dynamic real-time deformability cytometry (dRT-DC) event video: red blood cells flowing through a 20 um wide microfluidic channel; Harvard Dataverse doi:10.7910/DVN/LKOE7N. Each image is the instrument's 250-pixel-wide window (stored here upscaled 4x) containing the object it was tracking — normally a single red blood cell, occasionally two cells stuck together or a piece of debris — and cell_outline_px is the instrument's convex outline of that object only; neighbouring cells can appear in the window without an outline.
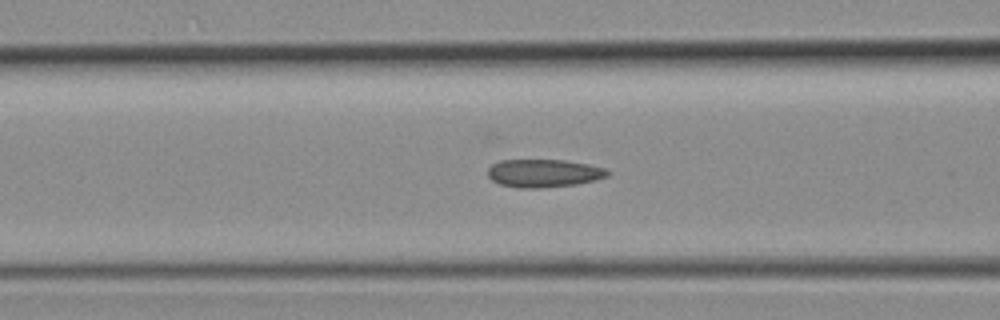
{"species": "common noctule bat (a hibernating species)", "species_latin": "Nyctalus noctula", "temperature_condition": "room temperature", "stored_images_in_passage": 34, "camera_frame_rate_fps": 3000, "um_per_image_px": 0.085, "animal": {"sex": "female", "body_mass_g": 19.3, "forearm_length_mm": 54.1}, "frame": {"image": 1, "passage_image": 10, "time_ms": 3.0, "image_size_px": [1000, 320], "cell_outline_px": [[612, 172], [608, 176], [576, 184], [536, 188], [520, 188], [500, 184], [492, 180], [488, 176], [488, 168], [492, 164], [500, 160], [564, 160], [588, 164], [604, 168]], "centroid_in_image_um": [46.2, 14.71], "position_along_channel_um": 120.4, "area_um2": 19.42}}
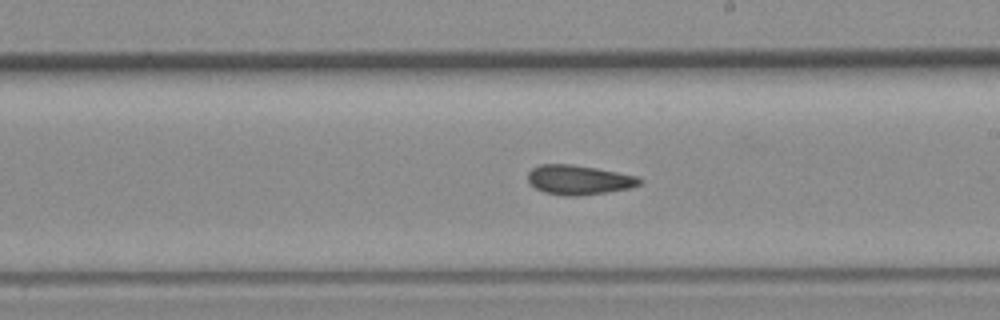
{"frame": {"image": 2, "passage_image": 17, "time_ms": 5.333, "image_size_px": [1000, 320], "cell_outline_px": [[640, 184], [628, 188], [604, 192], [576, 196], [564, 196], [544, 192], [536, 188], [528, 180], [528, 172], [532, 168], [540, 164], [572, 164], [596, 168], [636, 176], [640, 180]], "centroid_in_image_um": [49.14, 15.28], "position_along_channel_um": 239.9, "area_um2": 18.9}}
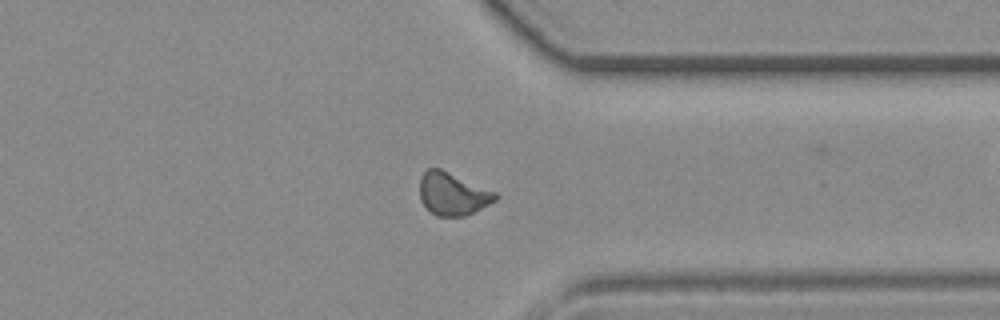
{"frame": {"image": 3, "passage_image": 25, "time_ms": 8.0, "image_size_px": [1000, 320], "cell_outline_px": [[500, 196], [496, 200], [464, 216], [436, 216], [420, 200], [420, 176], [428, 168], [440, 168], [496, 192]], "centroid_in_image_um": [38.47, 16.46], "position_along_channel_um": 372.9, "area_um2": 18.61}}